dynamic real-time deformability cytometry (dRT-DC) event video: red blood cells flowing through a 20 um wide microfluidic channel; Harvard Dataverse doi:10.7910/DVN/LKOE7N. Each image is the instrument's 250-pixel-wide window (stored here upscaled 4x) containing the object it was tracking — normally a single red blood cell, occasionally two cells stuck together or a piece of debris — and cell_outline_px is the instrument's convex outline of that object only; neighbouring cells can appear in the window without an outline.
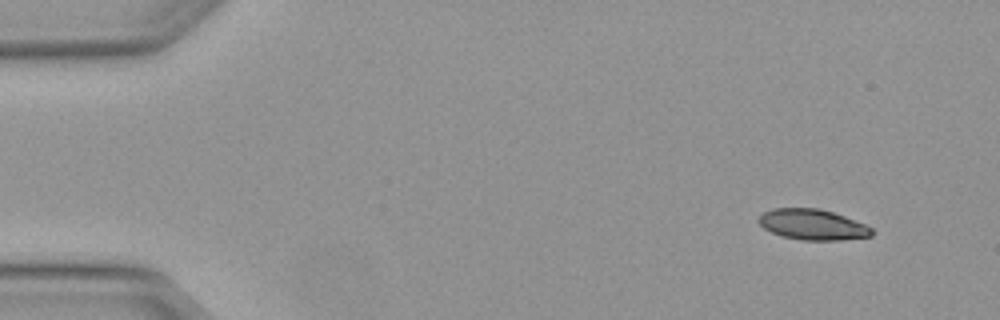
{"species": "Egyptian fruit bat (a non-hibernating species)", "species_latin": "Rousettus aegyptiacus", "temperature_condition": "warm", "stored_images_in_passage": 5, "camera_frame_rate_fps": 3000, "um_per_image_px": 0.085, "animal": {"sex": "female"}, "frame": {"image": 1, "passage_image": 2, "time_ms": 0.333, "image_size_px": [1000, 320], "cell_outline_px": [[872, 236], [840, 240], [804, 240], [784, 236], [772, 232], [764, 228], [756, 220], [764, 212], [772, 208], [816, 208], [832, 212], [844, 216], [864, 224], [872, 228]], "centroid_in_image_um": [69.05, 19.08], "position_along_channel_um": 15.9, "area_um2": 19.94}}
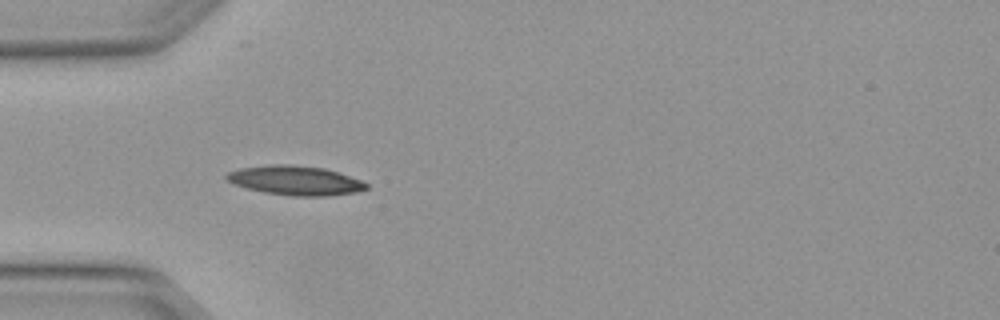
{"frame": {"image": 2, "passage_image": 5, "time_ms": 1.333, "image_size_px": [1000, 320], "cell_outline_px": [[368, 188], [356, 192], [324, 196], [292, 196], [264, 192], [248, 188], [236, 184], [228, 180], [224, 176], [228, 172], [240, 168], [268, 164], [288, 164], [324, 168], [360, 180], [368, 184]], "centroid_in_image_um": [25.08, 15.33], "position_along_channel_um": 59.9, "area_um2": 23.64}}